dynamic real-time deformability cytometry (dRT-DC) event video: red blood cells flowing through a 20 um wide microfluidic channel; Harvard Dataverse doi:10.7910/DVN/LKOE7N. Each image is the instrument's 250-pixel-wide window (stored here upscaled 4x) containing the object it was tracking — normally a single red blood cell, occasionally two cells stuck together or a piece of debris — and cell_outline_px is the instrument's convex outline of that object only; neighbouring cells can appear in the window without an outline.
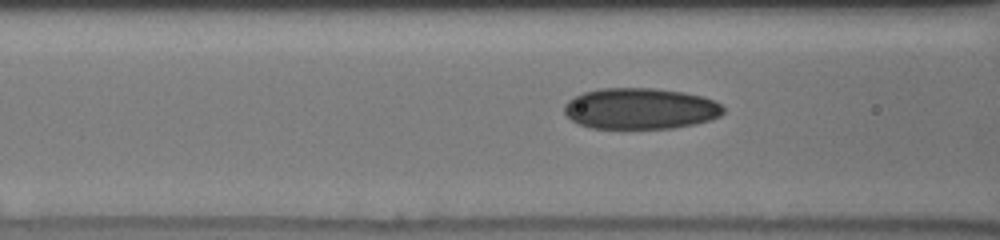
{"species": "human", "species_latin": "Homo sapiens", "temperature_condition": "cold", "stored_images_in_passage": 15, "camera_frame_rate_fps": 3000, "um_per_image_px": 0.085, "donor": {"sex": "male"}, "frame": {"image": 1, "passage_image": 10, "time_ms": 1.333, "image_size_px": [1000, 240], "cell_outline_px": [[724, 112], [720, 116], [712, 120], [696, 124], [672, 128], [592, 128], [580, 124], [572, 120], [564, 112], [564, 104], [568, 100], [584, 92], [600, 88], [652, 88], [684, 92], [716, 100], [724, 108]], "centroid_in_image_um": [54.46, 9.23], "position_along_channel_um": 112.1, "area_um2": 38.21}}